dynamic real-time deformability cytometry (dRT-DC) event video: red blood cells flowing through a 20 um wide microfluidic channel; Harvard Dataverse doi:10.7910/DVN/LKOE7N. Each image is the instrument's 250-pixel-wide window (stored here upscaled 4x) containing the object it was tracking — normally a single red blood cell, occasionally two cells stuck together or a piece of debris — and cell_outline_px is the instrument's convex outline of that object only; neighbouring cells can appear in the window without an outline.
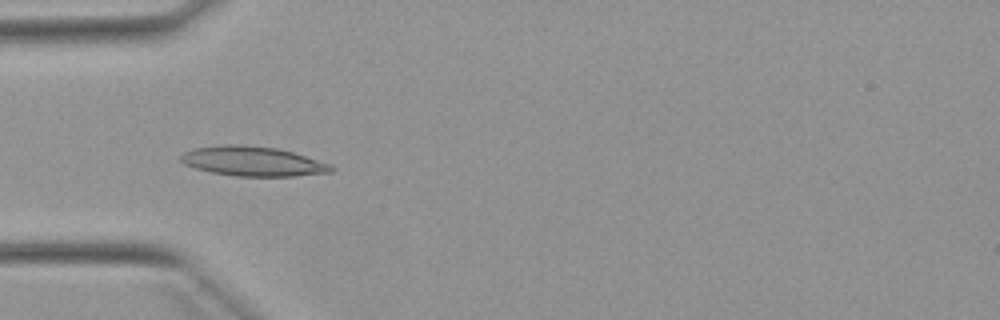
{"species": "Egyptian fruit bat (a non-hibernating species)", "species_latin": "Rousettus aegyptiacus", "temperature_condition": "warm", "stored_images_in_passage": 42, "camera_frame_rate_fps": 3000, "um_per_image_px": 0.085, "animal": {"sex": "female"}, "frame": {"image": 1, "passage_image": 6, "time_ms": 1.667, "image_size_px": [1000, 320], "cell_outline_px": [[336, 168], [332, 172], [296, 176], [236, 176], [212, 172], [196, 168], [184, 164], [180, 160], [180, 156], [184, 152], [196, 148], [224, 144], [240, 144], [276, 148], [292, 152], [332, 164]], "centroid_in_image_um": [21.52, 13.71], "position_along_channel_um": 63.5, "area_um2": 25.95}}
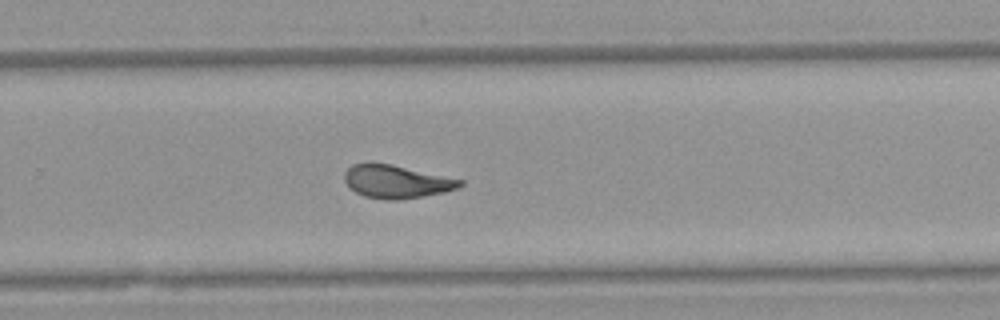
{"frame": {"image": 2, "passage_image": 24, "time_ms": 7.667, "image_size_px": [1000, 320], "cell_outline_px": [[464, 184], [456, 188], [444, 192], [424, 196], [396, 200], [384, 200], [364, 196], [348, 188], [344, 180], [344, 172], [352, 164], [368, 160], [372, 160], [392, 164], [464, 180]], "centroid_in_image_um": [33.62, 15.4], "position_along_channel_um": 296.2, "area_um2": 22.83}}
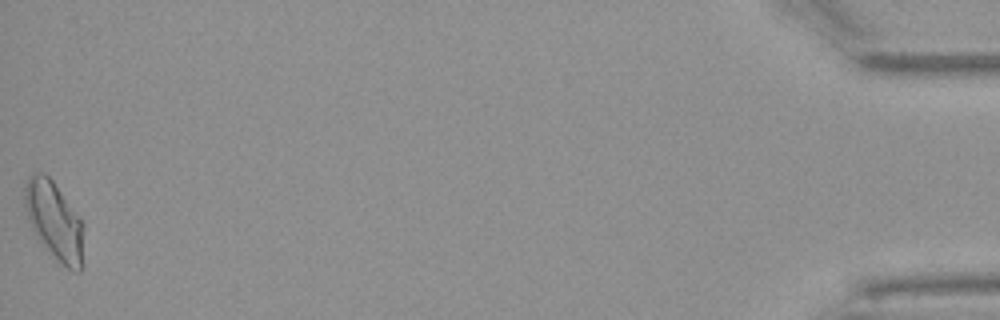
{"frame": {"image": 3, "passage_image": 42, "time_ms": 13.667, "image_size_px": [1000, 320], "cell_outline_px": [[80, 272], [72, 272], [60, 264], [44, 248], [36, 236], [32, 228], [24, 204], [24, 188], [28, 176], [36, 172], [44, 172], [52, 180], [80, 220]], "centroid_in_image_um": [4.52, 18.75], "position_along_channel_um": 430.7, "area_um2": 25.84}, "authors_computed_cell_mechanics": {"area_um2": 22.6865, "velocity_mm_per_s": 3.9025, "shape_relaxation_time_tau1_ms": null, "shape_relaxation_time_tau2_ms": 1.6812, "deformation_change_tau1": null, "deformation_change_tau2": 0.097}}